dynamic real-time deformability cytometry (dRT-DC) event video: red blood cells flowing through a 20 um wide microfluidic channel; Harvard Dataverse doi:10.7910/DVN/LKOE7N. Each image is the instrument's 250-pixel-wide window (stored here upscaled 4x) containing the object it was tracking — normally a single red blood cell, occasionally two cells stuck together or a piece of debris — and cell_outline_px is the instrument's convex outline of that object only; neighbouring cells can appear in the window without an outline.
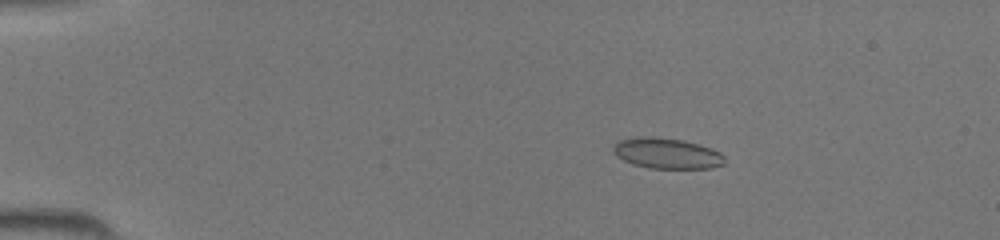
{"species": "common noctule bat (a hibernating species)", "species_latin": "Nyctalus noctula", "temperature_condition": "room temperature", "stored_images_in_passage": 45, "camera_frame_rate_fps": 3000, "um_per_image_px": 0.085, "animal": {"sex": "female", "body_mass_g": 19.5, "forearm_length_mm": 54.1}, "frame": {"image": 1, "passage_image": 9, "time_ms": 2.667, "image_size_px": [1000, 240], "cell_outline_px": [[724, 164], [712, 168], [648, 168], [632, 164], [616, 156], [612, 152], [612, 144], [620, 140], [640, 136], [656, 136], [684, 140], [700, 144], [712, 148], [720, 152], [724, 156]], "centroid_in_image_um": [56.66, 13.02], "position_along_channel_um": 28.3, "area_um2": 20.23}}
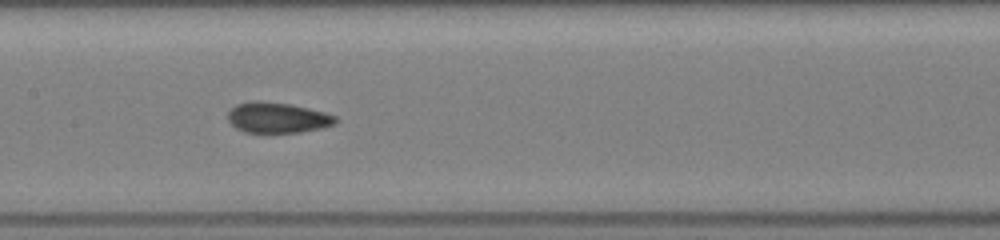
{"frame": {"image": 2, "passage_image": 24, "time_ms": 7.667, "image_size_px": [1000, 240], "cell_outline_px": [[340, 120], [336, 124], [324, 128], [300, 132], [244, 132], [236, 128], [228, 120], [228, 112], [236, 104], [248, 100], [260, 100], [288, 104], [308, 108], [324, 112], [336, 116]], "centroid_in_image_um": [23.6, 9.99], "position_along_channel_um": 183.8, "area_um2": 19.36}}
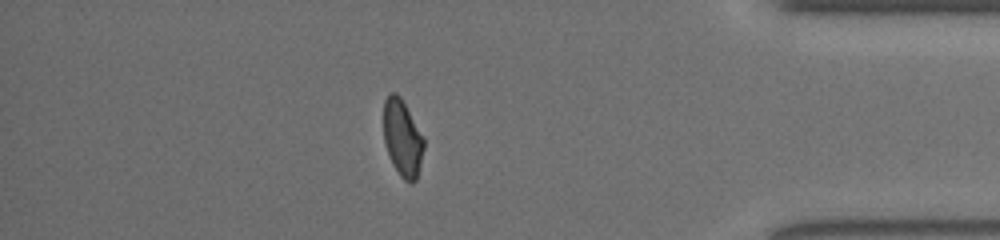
{"frame": {"image": 3, "passage_image": 40, "time_ms": 13.0, "image_size_px": [1000, 240], "cell_outline_px": [[424, 148], [416, 180], [412, 184], [404, 180], [400, 176], [392, 164], [384, 140], [384, 100], [388, 92], [396, 92], [400, 96], [424, 136]], "centroid_in_image_um": [34.21, 11.72], "position_along_channel_um": 401.0, "area_um2": 18.09}}